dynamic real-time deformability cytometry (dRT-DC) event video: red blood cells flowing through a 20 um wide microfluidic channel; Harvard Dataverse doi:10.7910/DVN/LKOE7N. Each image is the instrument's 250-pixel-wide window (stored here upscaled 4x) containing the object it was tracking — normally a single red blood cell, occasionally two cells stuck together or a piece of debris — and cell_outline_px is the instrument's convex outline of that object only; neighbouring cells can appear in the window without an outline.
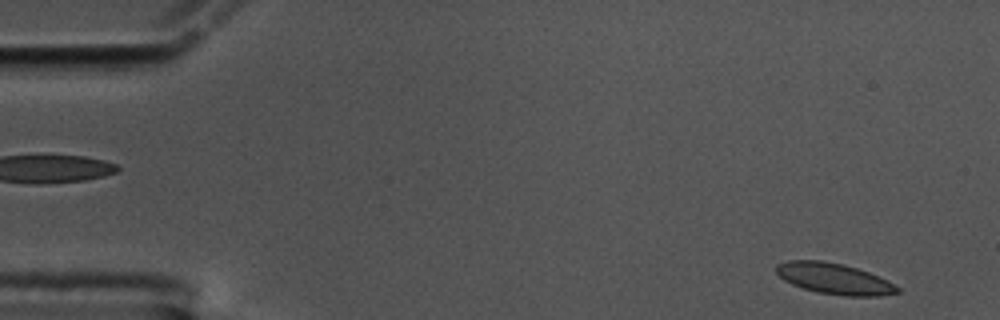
{"species": "common noctule bat (a hibernating species)", "species_latin": "Nyctalus noctula", "temperature_condition": "cold", "stored_images_in_passage": 55, "camera_frame_rate_fps": 3000, "um_per_image_px": 0.085, "animal": {"sex": "male", "body_mass_g": 17.5, "forearm_length_mm": 52.3}, "frame": {"image": 1, "passage_image": 2, "time_ms": 0.333, "image_size_px": [1000, 320], "cell_outline_px": [[900, 292], [880, 296], [844, 296], [816, 292], [792, 284], [784, 280], [776, 272], [776, 264], [788, 260], [824, 260], [844, 264], [868, 272], [900, 288]], "centroid_in_image_um": [70.87, 23.68], "position_along_channel_um": 14.1, "area_um2": 21.73}}
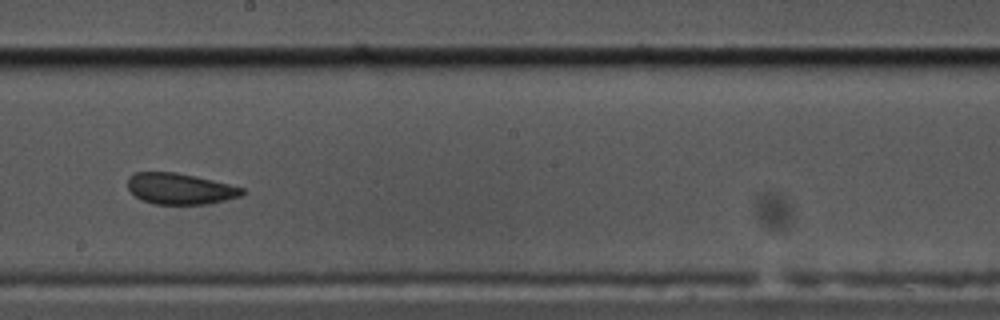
{"frame": {"image": 2, "passage_image": 30, "time_ms": 9.667, "image_size_px": [1000, 320], "cell_outline_px": [[244, 192], [240, 196], [208, 204], [156, 204], [140, 200], [128, 188], [128, 176], [136, 172], [176, 172], [196, 176], [244, 188]], "centroid_in_image_um": [15.27, 16.04], "position_along_channel_um": 232.9, "area_um2": 20.63}}
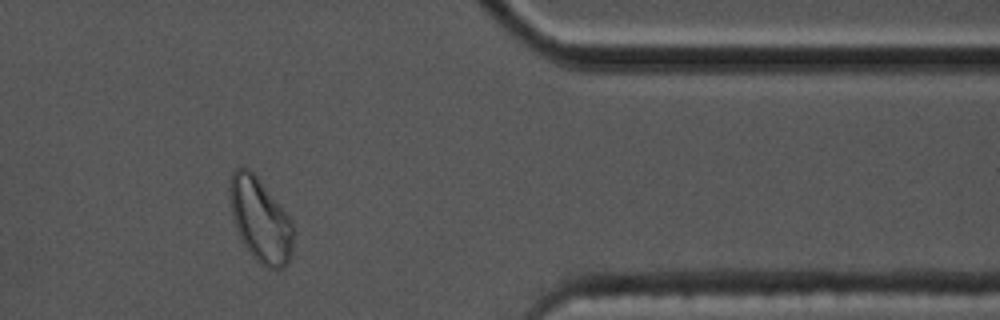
{"frame": {"image": 3, "passage_image": 45, "time_ms": 14.667, "image_size_px": [1000, 320], "cell_outline_px": [[292, 252], [288, 264], [284, 268], [268, 268], [260, 264], [252, 256], [244, 244], [240, 236], [232, 216], [228, 204], [228, 184], [232, 172], [236, 168], [248, 168], [256, 176], [292, 220]], "centroid_in_image_um": [22.09, 18.7], "position_along_channel_um": 389.3, "area_um2": 30.98}, "authors_computed_cell_mechanics": {"area_um2": 21.964, "velocity_mm_per_s": 3.5338, "shape_relaxation_time_tau1_ms": null, "shape_relaxation_time_tau2_ms": 1.3017, "deformation_change_tau1": null, "deformation_change_tau2": 0.0529}}